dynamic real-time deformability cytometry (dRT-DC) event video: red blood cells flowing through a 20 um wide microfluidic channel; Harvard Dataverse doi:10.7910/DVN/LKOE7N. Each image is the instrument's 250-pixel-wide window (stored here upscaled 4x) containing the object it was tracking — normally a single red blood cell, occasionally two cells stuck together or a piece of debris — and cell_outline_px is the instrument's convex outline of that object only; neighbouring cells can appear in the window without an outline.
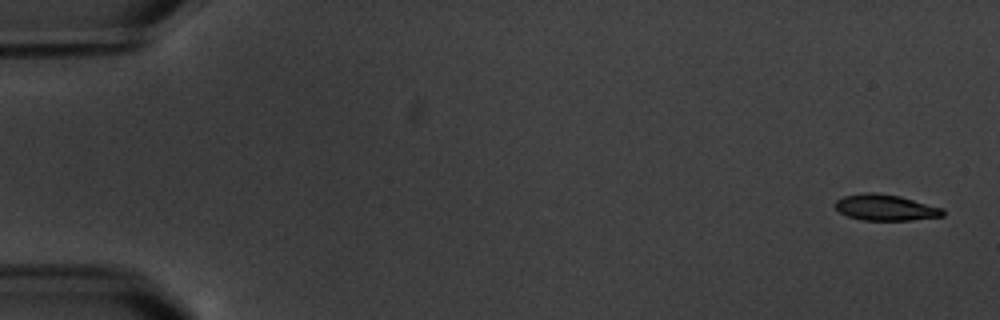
{"species": "common noctule bat (a hibernating species)", "species_latin": "Nyctalus noctula", "temperature_condition": "warm", "stored_images_in_passage": 17, "camera_frame_rate_fps": 3000, "um_per_image_px": 0.085, "animal": {"sex": "male", "body_mass_g": 20.1, "forearm_length_mm": 53.5}, "frame": {"image": 1, "passage_image": 1, "time_ms": 0.0, "image_size_px": [1000, 320], "cell_outline_px": [[944, 216], [908, 220], [864, 220], [848, 216], [840, 212], [832, 204], [836, 200], [844, 196], [864, 192], [872, 192], [900, 196], [944, 208]], "centroid_in_image_um": [75.26, 17.63], "position_along_channel_um": 9.7, "area_um2": 16.36}}
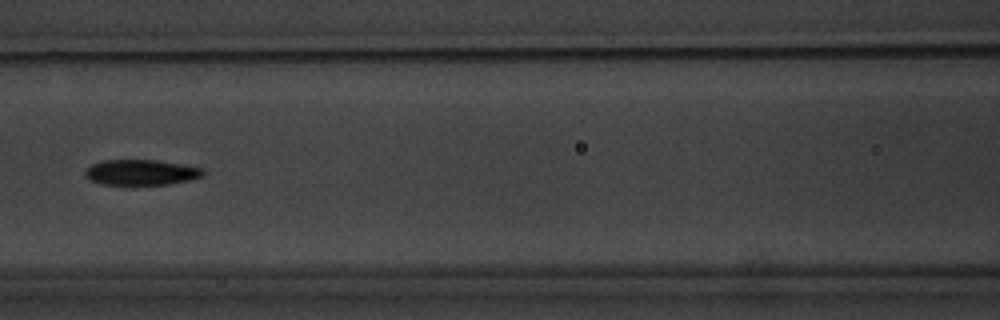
{"frame": {"image": 2, "passage_image": 8, "time_ms": 8.333, "image_size_px": [1000, 320], "cell_outline_px": [[204, 176], [188, 180], [168, 184], [132, 188], [100, 184], [88, 180], [84, 176], [84, 172], [92, 164], [104, 160], [156, 160], [180, 164], [200, 168], [204, 172]], "centroid_in_image_um": [11.91, 14.71], "position_along_channel_um": 154.7, "area_um2": 18.32}}
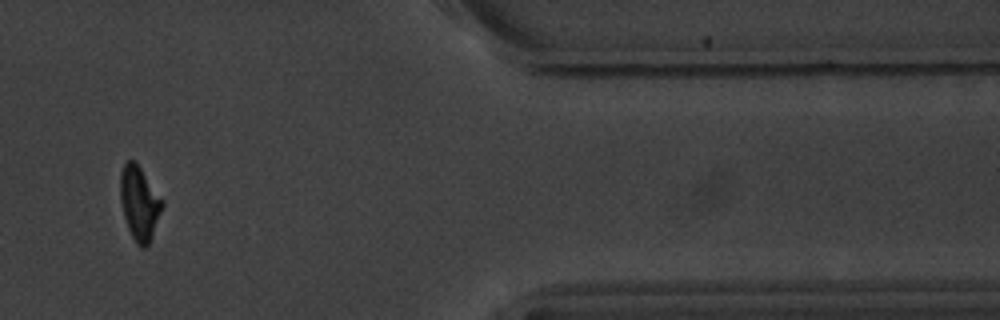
{"frame": {"image": 3, "passage_image": 15, "time_ms": 16.333, "image_size_px": [1000, 320], "cell_outline_px": [[164, 204], [152, 236], [148, 244], [144, 248], [140, 248], [136, 244], [128, 228], [124, 216], [120, 200], [120, 172], [124, 164], [128, 160], [136, 160], [164, 200]], "centroid_in_image_um": [11.86, 17.23], "position_along_channel_um": 399.5, "area_um2": 18.26}, "authors_computed_cell_mechanics": {"area_um2": 18.0914, "velocity_mm_per_s": 3.4587, "shape_relaxation_time_tau1_ms": 6.5999, "shape_relaxation_time_tau2_ms": 6.8661, "deformation_change_tau1": 0.1642, "deformation_change_tau2": 0.1232}}